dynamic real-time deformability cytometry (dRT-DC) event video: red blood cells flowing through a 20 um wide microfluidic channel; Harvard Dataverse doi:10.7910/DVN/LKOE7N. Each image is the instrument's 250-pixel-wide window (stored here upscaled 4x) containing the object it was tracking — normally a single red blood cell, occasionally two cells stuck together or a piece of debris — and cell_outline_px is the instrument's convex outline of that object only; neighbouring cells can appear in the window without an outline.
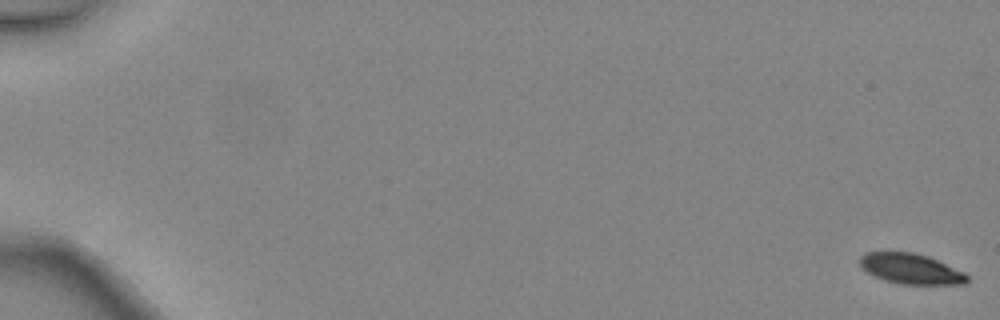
{"species": "common noctule bat (a hibernating species)", "species_latin": "Nyctalus noctula", "temperature_condition": "warm", "stored_images_in_passage": 5, "camera_frame_rate_fps": 3000, "um_per_image_px": 0.085, "animal": {"sex": "female", "body_mass_g": 24.6, "forearm_length_mm": 56.2}, "frame": {"image": 1, "passage_image": 1, "time_ms": 0.0, "image_size_px": [1000, 320], "cell_outline_px": [[968, 280], [964, 284], [900, 284], [884, 280], [860, 268], [860, 256], [864, 252], [912, 252], [928, 256], [964, 272], [968, 276]], "centroid_in_image_um": [77.4, 22.84], "position_along_channel_um": 7.6, "area_um2": 18.9}}